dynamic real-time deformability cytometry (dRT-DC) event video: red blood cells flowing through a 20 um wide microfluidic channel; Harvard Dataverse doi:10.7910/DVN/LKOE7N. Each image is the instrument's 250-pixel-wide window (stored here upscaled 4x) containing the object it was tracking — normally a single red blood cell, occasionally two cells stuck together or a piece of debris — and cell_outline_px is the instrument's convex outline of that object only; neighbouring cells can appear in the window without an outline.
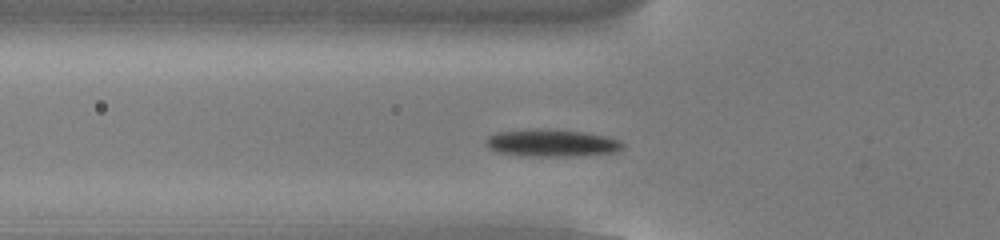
{"species": "common noctule bat (a hibernating species)", "species_latin": "Nyctalus noctula", "temperature_condition": "cold", "stored_images_in_passage": 45, "camera_frame_rate_fps": 3000, "um_per_image_px": 0.085, "animal": {"sex": "male", "body_mass_g": 13.0, "forearm_length_mm": 53.1}, "frame": {"image": 1, "passage_image": 9, "time_ms": 2.667, "image_size_px": [1000, 240], "cell_outline_px": [[624, 148], [616, 152], [580, 156], [532, 156], [496, 152], [488, 148], [484, 144], [484, 140], [488, 136], [496, 132], [584, 132], [608, 136], [620, 140], [624, 144]], "centroid_in_image_um": [46.96, 12.21], "position_along_channel_um": 78.8, "area_um2": 20.81}}
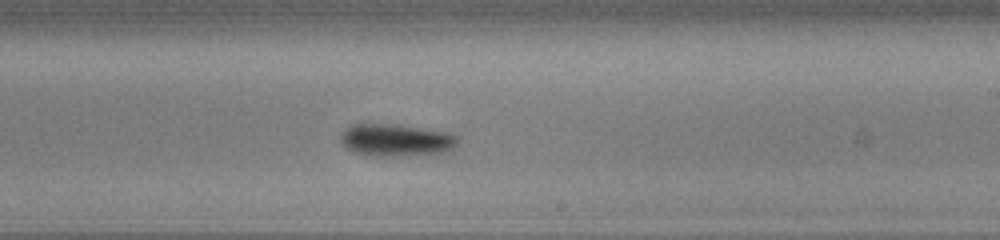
{"frame": {"image": 2, "passage_image": 23, "time_ms": 7.333, "image_size_px": [1000, 240], "cell_outline_px": [[456, 144], [448, 152], [396, 156], [368, 156], [356, 152], [348, 148], [340, 140], [340, 132], [344, 128], [352, 124], [392, 124], [448, 132], [456, 136]], "centroid_in_image_um": [33.61, 11.91], "position_along_channel_um": 255.4, "area_um2": 21.91}}
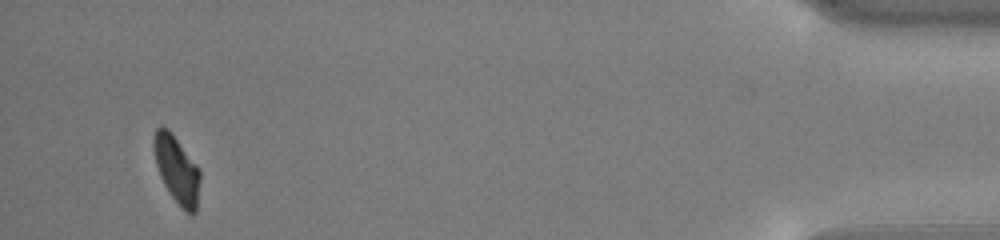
{"frame": {"image": 3, "passage_image": 42, "time_ms": 13.667, "image_size_px": [1000, 240], "cell_outline_px": [[200, 180], [196, 212], [192, 216], [184, 212], [172, 196], [164, 184], [160, 176], [156, 164], [152, 144], [152, 140], [156, 128], [160, 124], [168, 128], [200, 168]], "centroid_in_image_um": [15.03, 14.4], "position_along_channel_um": 420.2, "area_um2": 18.44}, "authors_computed_cell_mechanics": {"area_um2": 20.4034, "velocity_mm_per_s": 3.7872, "shape_relaxation_time_tau1_ms": 1.8527, "shape_relaxation_time_tau2_ms": null, "deformation_change_tau1": 0.1171, "deformation_change_tau2": null}}